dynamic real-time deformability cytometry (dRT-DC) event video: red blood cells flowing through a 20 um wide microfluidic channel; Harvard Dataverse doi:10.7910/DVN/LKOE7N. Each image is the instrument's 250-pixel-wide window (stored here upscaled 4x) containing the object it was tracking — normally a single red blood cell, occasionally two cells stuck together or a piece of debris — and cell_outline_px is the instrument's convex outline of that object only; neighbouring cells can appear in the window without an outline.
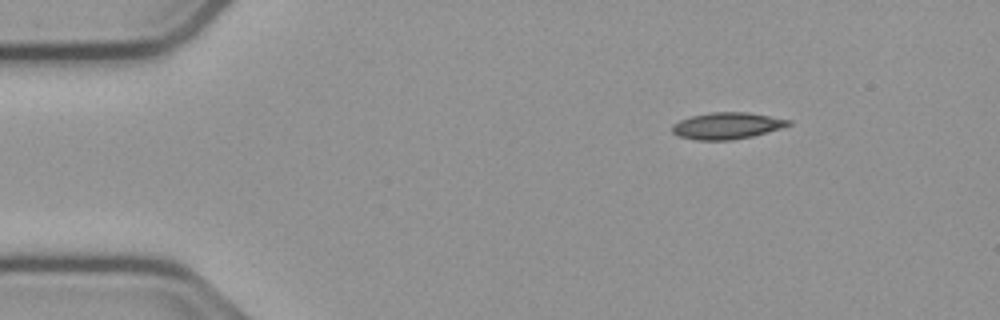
{"species": "common noctule bat (a hibernating species)", "species_latin": "Nyctalus noctula", "temperature_condition": "cold", "stored_images_in_passage": 47, "camera_frame_rate_fps": 3000, "um_per_image_px": 0.085, "animal": {"sex": "male", "body_mass_g": 23.1, "forearm_length_mm": 52.7}, "frame": {"image": 1, "passage_image": 1, "time_ms": 0.0, "image_size_px": [1000, 320], "cell_outline_px": [[792, 124], [780, 128], [752, 136], [732, 140], [696, 140], [680, 136], [672, 132], [672, 124], [680, 120], [692, 116], [712, 112], [748, 112], [792, 120]], "centroid_in_image_um": [61.8, 10.68], "position_along_channel_um": 23.2, "area_um2": 17.92}}
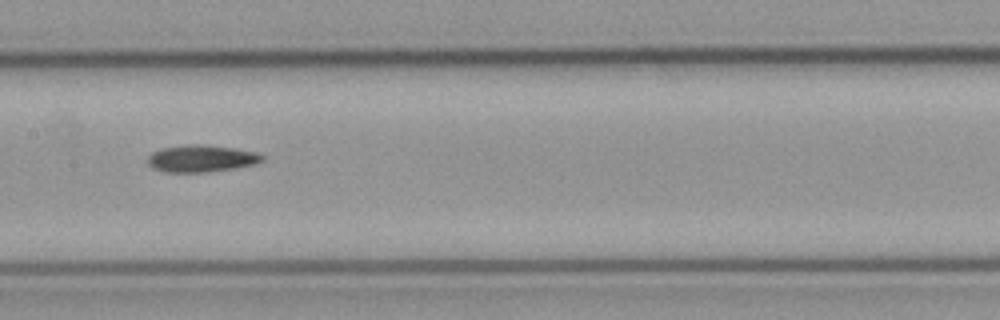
{"frame": {"image": 2, "passage_image": 20, "time_ms": 6.333, "image_size_px": [1000, 320], "cell_outline_px": [[264, 160], [256, 164], [236, 168], [204, 172], [168, 172], [156, 168], [148, 164], [148, 156], [152, 152], [160, 148], [184, 144], [204, 144], [236, 148], [256, 152], [264, 156]], "centroid_in_image_um": [17.14, 13.45], "position_along_channel_um": 190.3, "area_um2": 18.15}}
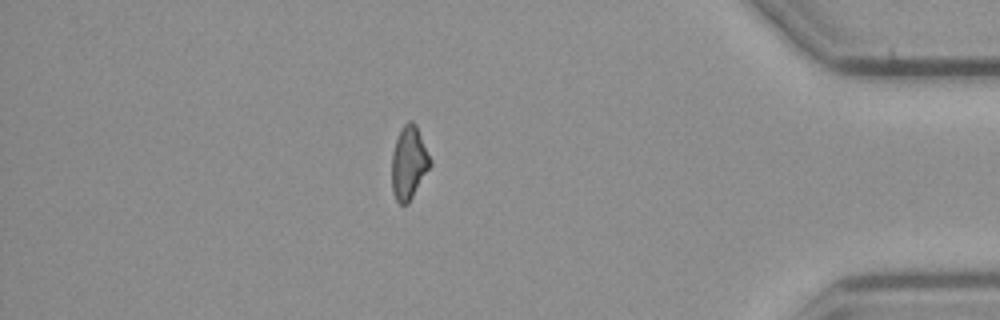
{"frame": {"image": 3, "passage_image": 40, "time_ms": 13.0, "image_size_px": [1000, 320], "cell_outline_px": [[432, 164], [408, 204], [400, 204], [396, 200], [392, 192], [392, 152], [400, 128], [408, 120], [412, 120], [416, 124], [432, 160]], "centroid_in_image_um": [34.76, 13.82], "position_along_channel_um": 400.4, "area_um2": 16.53}}